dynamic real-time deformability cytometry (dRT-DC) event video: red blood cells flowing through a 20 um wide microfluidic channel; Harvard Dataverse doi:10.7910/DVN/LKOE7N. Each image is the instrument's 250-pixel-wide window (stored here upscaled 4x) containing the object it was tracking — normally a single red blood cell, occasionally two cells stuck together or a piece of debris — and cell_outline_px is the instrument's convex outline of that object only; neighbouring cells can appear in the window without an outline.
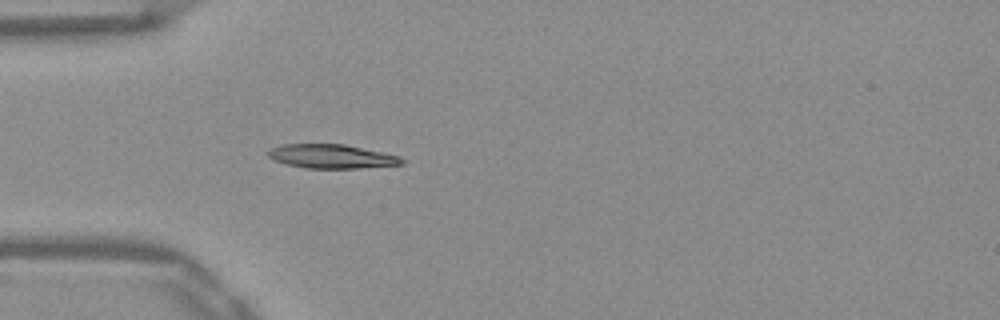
{"species": "Egyptian fruit bat (a non-hibernating species)", "species_latin": "Rousettus aegyptiacus", "temperature_condition": "warm", "stored_images_in_passage": 37, "camera_frame_rate_fps": 3000, "um_per_image_px": 0.085, "frame": {"image": 1, "passage_image": 1, "time_ms": 0.0, "image_size_px": [1000, 320], "cell_outline_px": [[404, 164], [356, 168], [304, 168], [272, 160], [268, 156], [268, 152], [272, 148], [280, 144], [344, 144], [384, 152], [400, 156], [404, 160]], "centroid_in_image_um": [28.19, 13.29], "position_along_channel_um": 56.8, "area_um2": 18.67}}
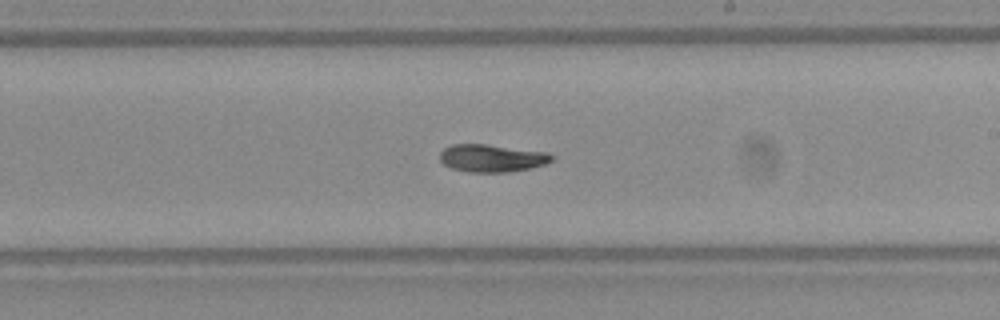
{"frame": {"image": 2, "passage_image": 16, "time_ms": 5.0, "image_size_px": [1000, 320], "cell_outline_px": [[556, 156], [552, 160], [544, 164], [532, 168], [508, 172], [468, 172], [452, 168], [444, 164], [440, 160], [440, 152], [444, 148], [452, 144], [484, 144], [548, 152]], "centroid_in_image_um": [41.82, 13.44], "position_along_channel_um": 247.2, "area_um2": 18.03}}
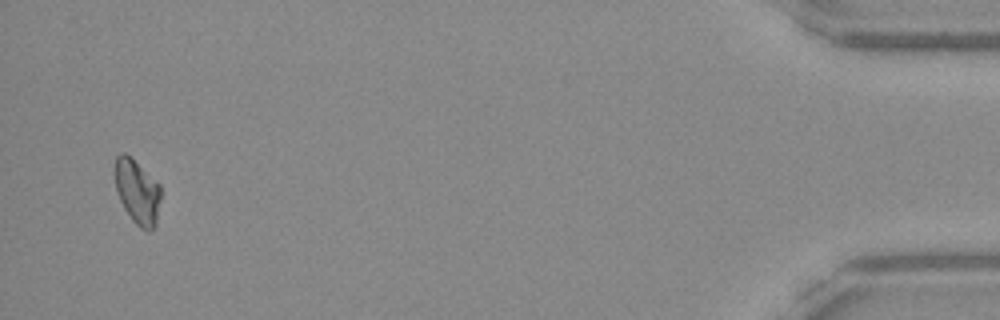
{"frame": {"image": 3, "passage_image": 36, "time_ms": 11.667, "image_size_px": [1000, 320], "cell_outline_px": [[160, 200], [156, 224], [152, 232], [148, 232], [140, 228], [132, 220], [124, 208], [120, 200], [116, 188], [112, 172], [116, 156], [120, 152], [124, 152], [160, 184]], "centroid_in_image_um": [11.64, 16.31], "position_along_channel_um": 423.6, "area_um2": 17.46}, "authors_computed_cell_mechanics": {"area_um2": 17.918, "velocity_mm_per_s": 3.8975, "shape_relaxation_time_tau1_ms": 6.2093, "shape_relaxation_time_tau2_ms": null, "deformation_change_tau1": 0.2025, "deformation_change_tau2": null}}